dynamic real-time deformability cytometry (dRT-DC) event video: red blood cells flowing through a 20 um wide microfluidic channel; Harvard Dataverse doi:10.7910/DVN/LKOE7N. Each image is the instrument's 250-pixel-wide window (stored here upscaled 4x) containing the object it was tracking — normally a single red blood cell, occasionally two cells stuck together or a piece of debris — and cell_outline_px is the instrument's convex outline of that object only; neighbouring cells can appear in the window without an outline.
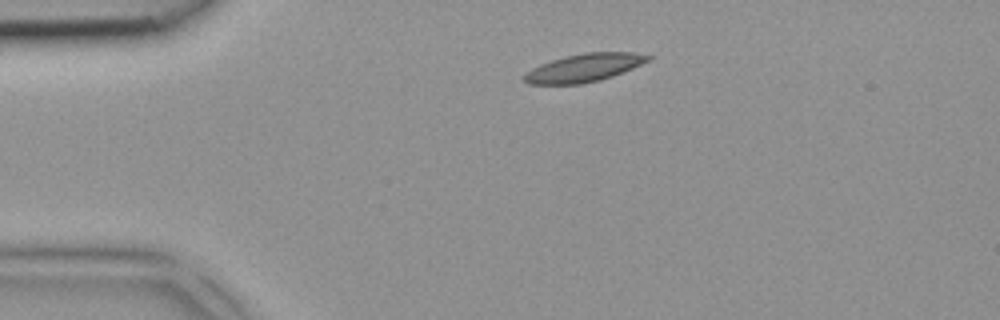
{"species": "common noctule bat (a hibernating species)", "species_latin": "Nyctalus noctula", "temperature_condition": "room temperature", "stored_images_in_passage": 2, "camera_frame_rate_fps": 3000, "um_per_image_px": 0.085, "animal": {"sex": "female", "body_mass_g": 18.4}, "frame": {"image": 1, "passage_image": 1, "time_ms": 0.0, "image_size_px": [1000, 320], "cell_outline_px": [[652, 60], [612, 76], [600, 80], [580, 84], [528, 84], [524, 80], [524, 76], [532, 68], [540, 64], [564, 56], [584, 52], [632, 52], [652, 56]], "centroid_in_image_um": [49.67, 5.75], "position_along_channel_um": 35.3, "area_um2": 20.17}}